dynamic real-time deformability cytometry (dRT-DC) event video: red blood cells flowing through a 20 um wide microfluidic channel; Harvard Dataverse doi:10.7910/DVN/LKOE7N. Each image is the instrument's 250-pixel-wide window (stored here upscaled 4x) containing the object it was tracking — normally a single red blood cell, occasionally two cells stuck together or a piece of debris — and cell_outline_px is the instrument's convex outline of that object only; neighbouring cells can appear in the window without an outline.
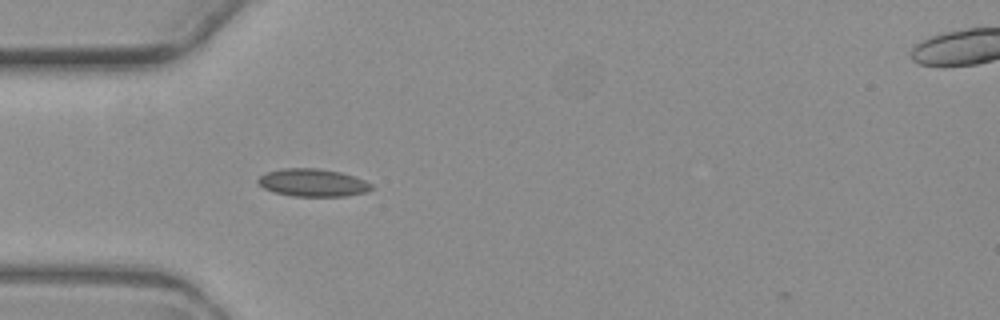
{"species": "common noctule bat (a hibernating species)", "species_latin": "Nyctalus noctula", "temperature_condition": "warm", "stored_images_in_passage": 4, "segment_of_instrument_passage": [1, 2], "camera_frame_rate_fps": 3000, "um_per_image_px": 0.085, "animal": {"sex": "female", "body_mass_g": 19.3, "forearm_length_mm": 54.1}, "frame": {"image": 1, "passage_image": 3, "time_ms": 2.333, "image_size_px": [1000, 320], "cell_outline_px": [[372, 188], [364, 192], [344, 196], [292, 196], [276, 192], [264, 188], [256, 180], [260, 176], [268, 172], [280, 168], [316, 168], [340, 172], [364, 180], [372, 184]], "centroid_in_image_um": [26.56, 15.52], "position_along_channel_um": 58.4, "area_um2": 18.03}}